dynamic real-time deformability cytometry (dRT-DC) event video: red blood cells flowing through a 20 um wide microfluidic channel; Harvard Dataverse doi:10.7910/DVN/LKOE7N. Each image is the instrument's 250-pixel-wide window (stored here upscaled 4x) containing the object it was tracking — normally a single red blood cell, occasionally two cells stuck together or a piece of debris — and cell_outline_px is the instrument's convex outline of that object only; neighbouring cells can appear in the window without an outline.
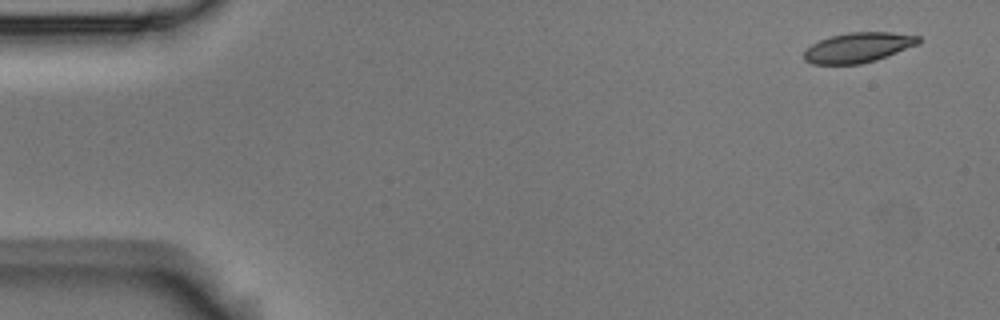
{"species": "Egyptian fruit bat (a non-hibernating species)", "species_latin": "Rousettus aegyptiacus", "temperature_condition": "room temperature", "stored_images_in_passage": 4, "camera_frame_rate_fps": 3000, "um_per_image_px": 0.085, "animal": {"sex": "male"}, "frame": {"image": 1, "passage_image": 1, "time_ms": 0.0, "image_size_px": [1000, 320], "cell_outline_px": [[920, 44], [876, 60], [860, 64], [812, 64], [804, 60], [804, 52], [812, 44], [820, 40], [832, 36], [848, 32], [892, 32], [920, 36]], "centroid_in_image_um": [72.97, 4.04], "position_along_channel_um": 12.0, "area_um2": 20.0}}